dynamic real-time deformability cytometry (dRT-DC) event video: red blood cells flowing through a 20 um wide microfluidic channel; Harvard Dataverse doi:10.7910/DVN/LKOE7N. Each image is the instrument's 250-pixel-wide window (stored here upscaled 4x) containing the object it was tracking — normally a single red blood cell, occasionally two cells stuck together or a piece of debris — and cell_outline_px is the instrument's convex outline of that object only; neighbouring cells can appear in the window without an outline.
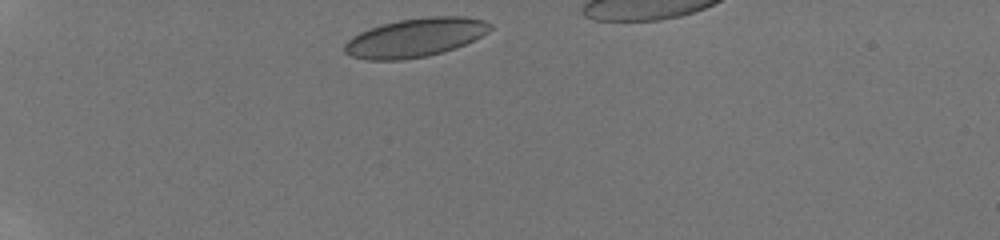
{"species": "human", "species_latin": "Homo sapiens", "temperature_condition": "room temperature", "stored_images_in_passage": 34, "camera_frame_rate_fps": 3000, "um_per_image_px": 0.085, "donor": {"sex": "male"}, "frame": {"image": 1, "passage_image": 1, "time_ms": 0.0, "image_size_px": [1000, 240], "cell_outline_px": [[492, 28], [488, 32], [456, 48], [444, 52], [428, 56], [404, 60], [368, 60], [352, 56], [344, 52], [344, 44], [352, 36], [360, 32], [384, 24], [400, 20], [428, 16], [464, 16], [484, 20], [492, 24]], "centroid_in_image_um": [35.31, 3.2], "position_along_channel_um": 49.7, "area_um2": 32.83}}
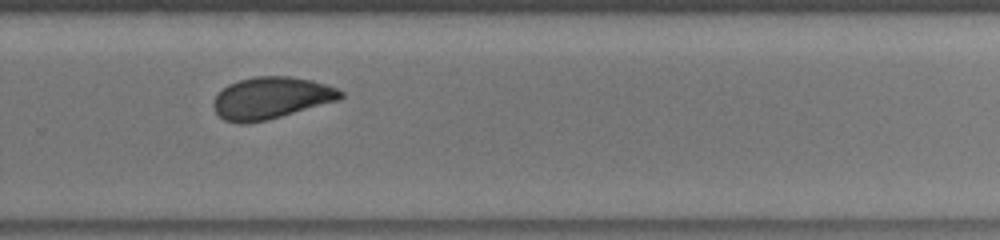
{"frame": {"image": 2, "passage_image": 25, "time_ms": 7.333, "image_size_px": [1000, 240], "cell_outline_px": [[344, 96], [340, 100], [268, 120], [244, 124], [240, 124], [224, 120], [212, 108], [212, 100], [216, 92], [228, 84], [240, 80], [256, 76], [292, 76], [312, 80], [336, 88], [344, 92]], "centroid_in_image_um": [23.02, 8.33], "position_along_channel_um": 306.8, "area_um2": 31.44}}
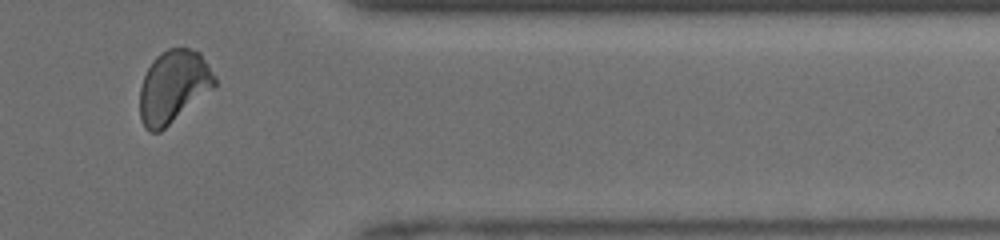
{"frame": {"image": 3, "passage_image": 30, "time_ms": 9.667, "image_size_px": [1000, 240], "cell_outline_px": [[216, 84], [212, 88], [160, 132], [148, 132], [144, 128], [140, 120], [140, 88], [144, 76], [152, 60], [160, 52], [168, 48], [188, 48], [200, 52], [216, 76]], "centroid_in_image_um": [14.71, 7.35], "position_along_channel_um": 396.7, "area_um2": 31.5}}